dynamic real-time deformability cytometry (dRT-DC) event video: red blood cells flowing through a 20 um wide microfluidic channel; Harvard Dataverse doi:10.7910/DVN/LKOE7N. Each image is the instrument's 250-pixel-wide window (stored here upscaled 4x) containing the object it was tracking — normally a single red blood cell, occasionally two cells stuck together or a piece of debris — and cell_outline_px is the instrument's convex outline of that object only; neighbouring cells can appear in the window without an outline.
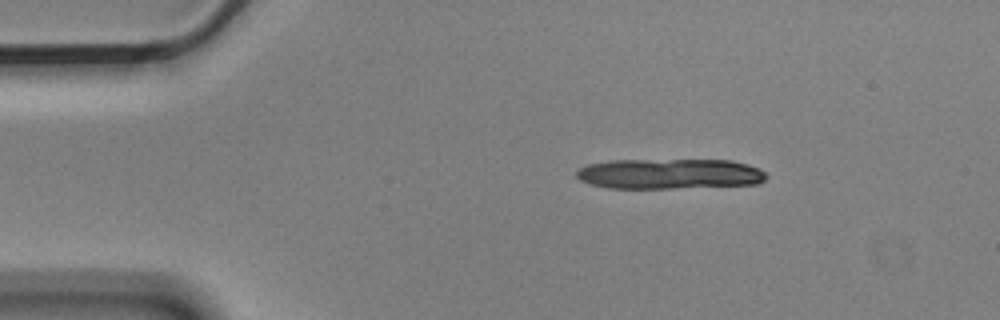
{"species": "Egyptian fruit bat (a non-hibernating species)", "species_latin": "Rousettus aegyptiacus", "temperature_condition": "cold", "stored_images_in_passage": 4, "camera_frame_rate_fps": 3000, "um_per_image_px": 0.085, "animal": {"sex": "male"}, "frame": {"image": 1, "passage_image": 4, "time_ms": 1.0, "image_size_px": [1000, 320], "cell_outline_px": [[768, 176], [760, 184], [672, 188], [608, 188], [588, 184], [580, 180], [576, 176], [576, 172], [580, 168], [588, 164], [612, 160], [732, 160], [748, 164], [760, 168]], "centroid_in_image_um": [56.93, 14.78], "position_along_channel_um": 28.1, "area_um2": 33.76}}